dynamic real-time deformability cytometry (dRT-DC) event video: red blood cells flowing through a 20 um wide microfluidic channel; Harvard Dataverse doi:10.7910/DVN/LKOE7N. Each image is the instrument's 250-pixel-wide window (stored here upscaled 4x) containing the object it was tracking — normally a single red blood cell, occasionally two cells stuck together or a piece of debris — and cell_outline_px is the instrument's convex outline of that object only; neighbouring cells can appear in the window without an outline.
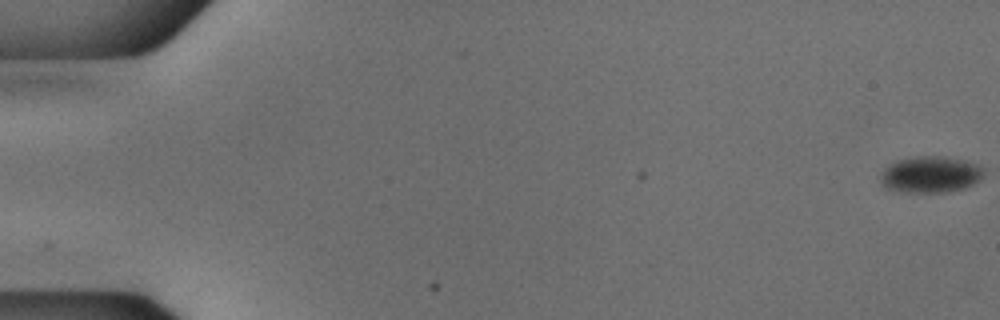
{"species": "common noctule bat (a hibernating species)", "species_latin": "Nyctalus noctula", "temperature_condition": "cold", "stored_images_in_passage": 55, "camera_frame_rate_fps": 3000, "um_per_image_px": 0.085, "animal": {"sex": "male", "body_mass_g": 18.8}, "frame": {"image": 1, "passage_image": 1, "time_ms": 0.0, "image_size_px": [1000, 320], "cell_outline_px": [[984, 172], [972, 184], [964, 188], [948, 192], [908, 192], [884, 188], [880, 180], [880, 176], [884, 168], [888, 164], [896, 160], [916, 156], [940, 156], [964, 160], [976, 164], [984, 168]], "centroid_in_image_um": [79.04, 14.82], "position_along_channel_um": 6.0, "area_um2": 21.85}}
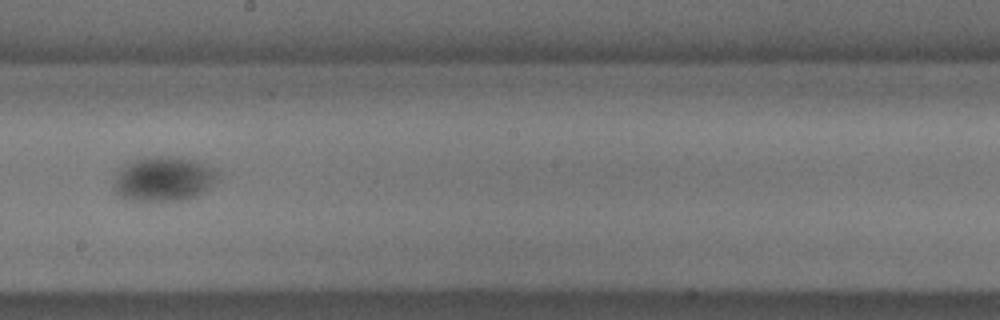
{"frame": {"image": 2, "passage_image": 32, "time_ms": 10.333, "image_size_px": [1000, 320], "cell_outline_px": [[224, 172], [220, 180], [196, 196], [180, 200], [132, 200], [120, 196], [116, 192], [116, 176], [128, 164], [144, 156], [168, 156], [196, 160]], "centroid_in_image_um": [14.05, 15.19], "position_along_channel_um": 234.1, "area_um2": 26.88}}
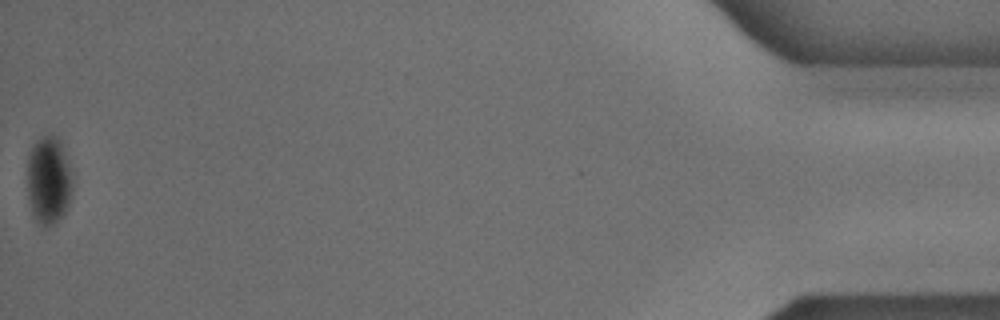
{"frame": {"image": 3, "passage_image": 55, "time_ms": 18.0, "image_size_px": [1000, 320], "cell_outline_px": [[72, 192], [68, 204], [64, 212], [56, 224], [48, 228], [44, 228], [36, 220], [28, 204], [28, 156], [36, 140], [40, 136], [56, 136], [60, 140], [72, 172]], "centroid_in_image_um": [4.14, 15.36], "position_along_channel_um": 431.1, "area_um2": 23.41}}